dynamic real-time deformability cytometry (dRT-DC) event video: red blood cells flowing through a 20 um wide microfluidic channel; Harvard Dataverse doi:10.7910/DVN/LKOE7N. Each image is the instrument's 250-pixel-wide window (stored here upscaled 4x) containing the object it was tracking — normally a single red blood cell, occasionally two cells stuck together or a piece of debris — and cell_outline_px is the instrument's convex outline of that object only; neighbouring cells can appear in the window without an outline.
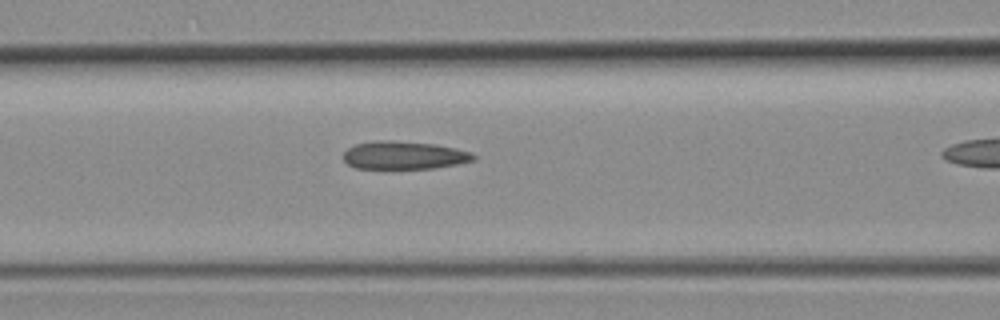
{"species": "common noctule bat (a hibernating species)", "species_latin": "Nyctalus noctula", "temperature_condition": "room temperature", "stored_images_in_passage": 15, "camera_frame_rate_fps": 3000, "um_per_image_px": 0.085, "animal": {"sex": "female", "body_mass_g": 19.3, "forearm_length_mm": 54.1}, "frame": {"image": 1, "passage_image": 9, "time_ms": 2.667, "image_size_px": [1000, 320], "cell_outline_px": [[476, 160], [456, 164], [432, 168], [356, 168], [348, 164], [344, 160], [344, 152], [348, 148], [356, 144], [376, 140], [392, 140], [436, 144], [456, 148], [472, 152], [476, 156]], "centroid_in_image_um": [34.37, 13.18], "position_along_channel_um": 132.2, "area_um2": 21.21}}
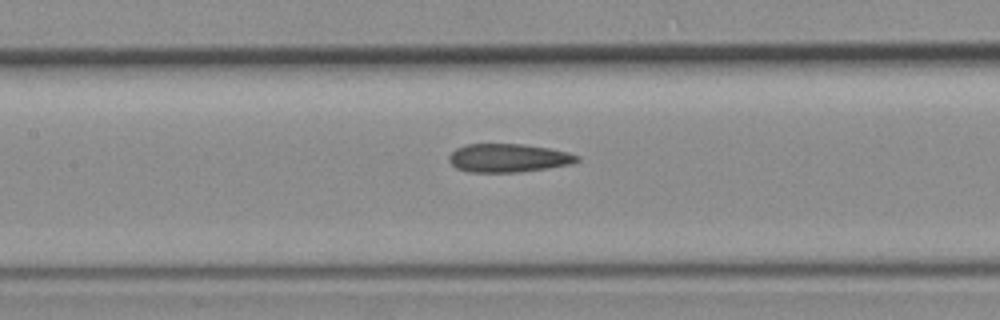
{"frame": {"image": 2, "passage_image": 11, "time_ms": 3.333, "image_size_px": [1000, 320], "cell_outline_px": [[580, 160], [572, 164], [516, 172], [468, 172], [456, 168], [448, 160], [448, 156], [456, 148], [468, 144], [524, 144], [548, 148], [568, 152], [580, 156]], "centroid_in_image_um": [43.19, 13.42], "position_along_channel_um": 164.2, "area_um2": 21.15}}